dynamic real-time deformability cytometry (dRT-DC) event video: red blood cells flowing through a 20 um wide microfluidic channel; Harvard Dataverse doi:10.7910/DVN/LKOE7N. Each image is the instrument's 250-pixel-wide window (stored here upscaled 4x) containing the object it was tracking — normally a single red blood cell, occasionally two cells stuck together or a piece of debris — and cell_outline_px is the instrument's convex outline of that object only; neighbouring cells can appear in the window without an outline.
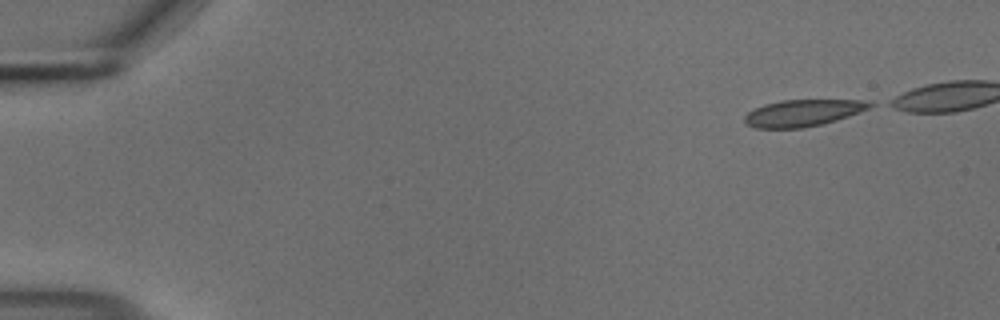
{"species": "common noctule bat (a hibernating species)", "species_latin": "Nyctalus noctula", "temperature_condition": "cold", "stored_images_in_passage": 44, "camera_frame_rate_fps": 3000, "um_per_image_px": 0.085, "animal": {"sex": "male", "body_mass_g": 18.8}, "frame": {"image": 1, "passage_image": 1, "time_ms": 0.0, "image_size_px": [1000, 320], "cell_outline_px": [[876, 104], [860, 112], [824, 124], [804, 128], [756, 128], [748, 124], [744, 120], [744, 116], [748, 112], [764, 104], [780, 100], [864, 100]], "centroid_in_image_um": [68.26, 9.6], "position_along_channel_um": 16.7, "area_um2": 19.48}}
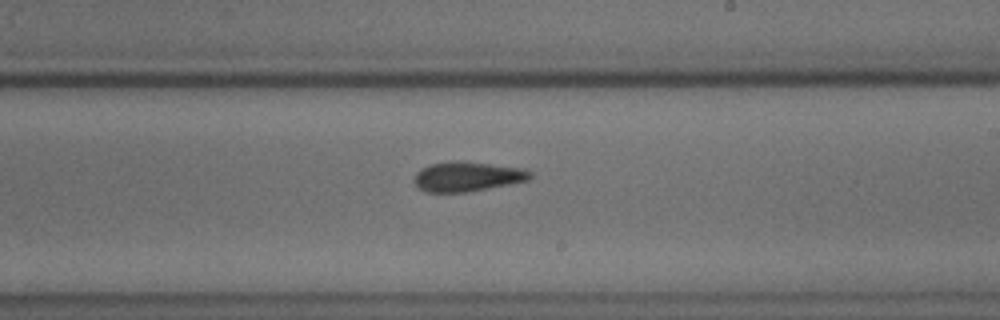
{"frame": {"image": 2, "passage_image": 29, "time_ms": 9.333, "image_size_px": [1000, 320], "cell_outline_px": [[532, 176], [528, 180], [488, 188], [464, 192], [424, 192], [412, 180], [416, 172], [420, 168], [432, 164], [448, 160], [464, 160], [524, 168], [532, 172]], "centroid_in_image_um": [39.7, 14.98], "position_along_channel_um": 249.3, "area_um2": 20.35}}
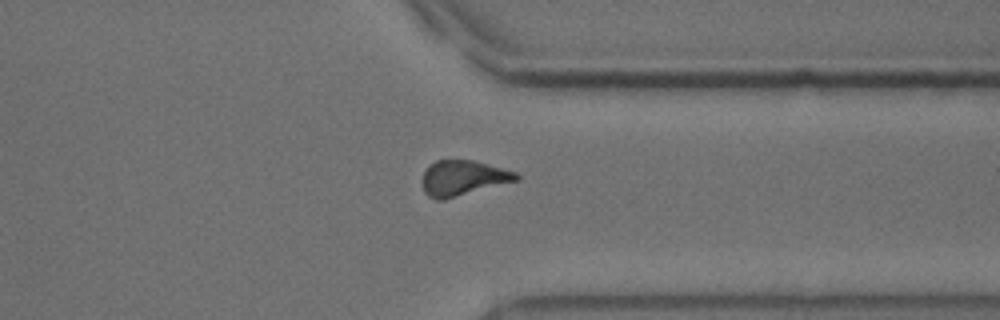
{"frame": {"image": 3, "passage_image": 39, "time_ms": 12.667, "image_size_px": [1000, 320], "cell_outline_px": [[520, 180], [444, 200], [436, 200], [428, 196], [424, 192], [424, 172], [428, 164], [436, 160], [472, 160], [516, 172], [520, 176]], "centroid_in_image_um": [39.37, 15.14], "position_along_channel_um": 372.0, "area_um2": 19.31}}